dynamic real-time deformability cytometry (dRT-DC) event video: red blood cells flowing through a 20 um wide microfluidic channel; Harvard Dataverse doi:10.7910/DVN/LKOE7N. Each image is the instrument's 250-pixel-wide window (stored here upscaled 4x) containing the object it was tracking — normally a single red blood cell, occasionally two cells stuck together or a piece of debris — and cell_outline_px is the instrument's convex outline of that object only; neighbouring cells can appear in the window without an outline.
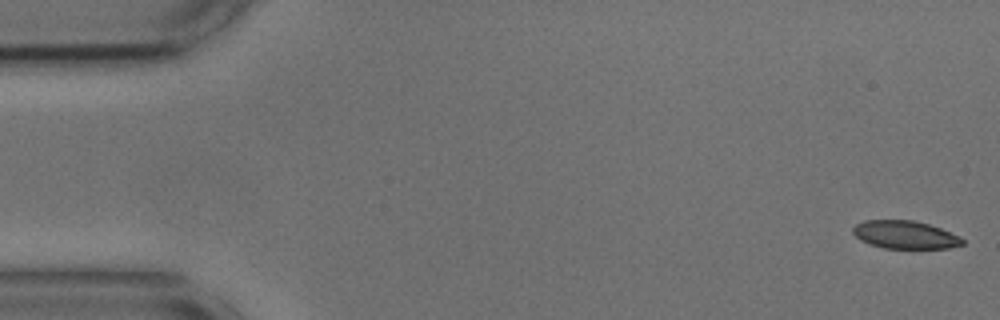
{"species": "common noctule bat (a hibernating species)", "species_latin": "Nyctalus noctula", "temperature_condition": "cold", "stored_images_in_passage": 31, "camera_frame_rate_fps": 3000, "um_per_image_px": 0.085, "animal": {"sex": "male", "body_mass_g": 17.9, "forearm_length_mm": 54.2}, "frame": {"image": 1, "passage_image": 1, "time_ms": 0.0, "image_size_px": [1000, 320], "cell_outline_px": [[964, 244], [948, 248], [884, 248], [860, 240], [852, 232], [852, 228], [856, 224], [864, 220], [912, 220], [928, 224], [940, 228], [960, 236], [964, 240]], "centroid_in_image_um": [76.93, 19.95], "position_along_channel_um": 8.1, "area_um2": 17.74}}
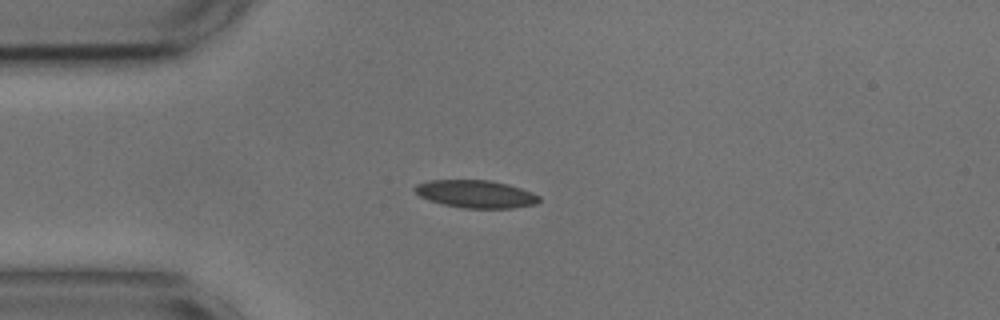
{"frame": {"image": 2, "passage_image": 13, "time_ms": 4.0, "image_size_px": [1000, 320], "cell_outline_px": [[540, 200], [536, 204], [512, 208], [464, 208], [444, 204], [428, 200], [420, 196], [412, 188], [416, 184], [428, 180], [488, 180], [508, 184], [532, 192], [540, 196]], "centroid_in_image_um": [40.43, 16.48], "position_along_channel_um": 44.6, "area_um2": 20.06}}
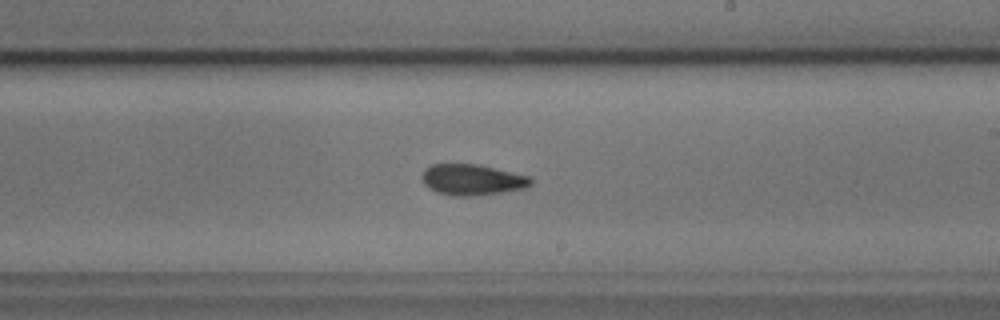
{"frame": {"image": 3, "passage_image": 31, "time_ms": 10.0, "image_size_px": [1000, 320], "cell_outline_px": [[532, 184], [524, 188], [500, 192], [468, 196], [452, 196], [436, 192], [428, 188], [424, 184], [424, 168], [432, 164], [476, 164], [532, 176]], "centroid_in_image_um": [40.14, 15.27], "position_along_channel_um": 248.9, "area_um2": 19.48}}